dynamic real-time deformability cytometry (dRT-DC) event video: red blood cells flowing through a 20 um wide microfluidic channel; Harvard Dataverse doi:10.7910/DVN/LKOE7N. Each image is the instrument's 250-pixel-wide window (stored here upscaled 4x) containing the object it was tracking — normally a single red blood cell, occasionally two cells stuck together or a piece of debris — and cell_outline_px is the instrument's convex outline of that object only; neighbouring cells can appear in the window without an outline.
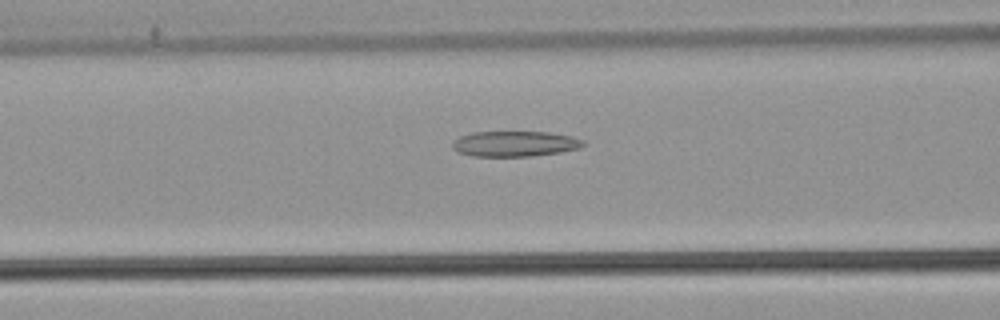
{"species": "common noctule bat (a hibernating species)", "species_latin": "Nyctalus noctula", "temperature_condition": "warm", "stored_images_in_passage": 53, "camera_frame_rate_fps": 3000, "um_per_image_px": 0.085, "animal": {"sex": "male", "body_mass_g": 21.5, "forearm_length_mm": 52.0}, "frame": {"image": 1, "passage_image": 22, "time_ms": 7.0, "image_size_px": [1000, 320], "cell_outline_px": [[584, 144], [580, 148], [560, 152], [532, 156], [472, 156], [456, 152], [452, 148], [452, 144], [460, 136], [472, 132], [548, 132], [572, 136], [584, 140]], "centroid_in_image_um": [43.76, 12.22], "position_along_channel_um": 122.8, "area_um2": 19.42}}
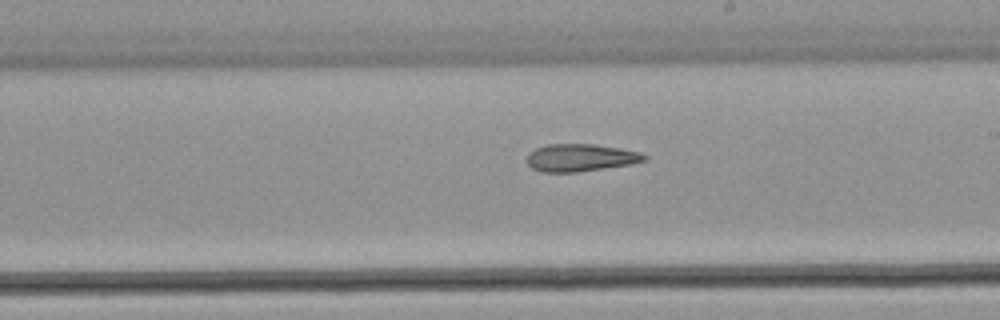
{"frame": {"image": 2, "passage_image": 31, "time_ms": 10.0, "image_size_px": [1000, 320], "cell_outline_px": [[648, 160], [628, 164], [576, 172], [540, 172], [532, 168], [528, 164], [528, 156], [536, 148], [548, 144], [592, 144], [620, 148], [640, 152], [648, 156]], "centroid_in_image_um": [49.36, 13.4], "position_along_channel_um": 239.6, "area_um2": 18.55}}
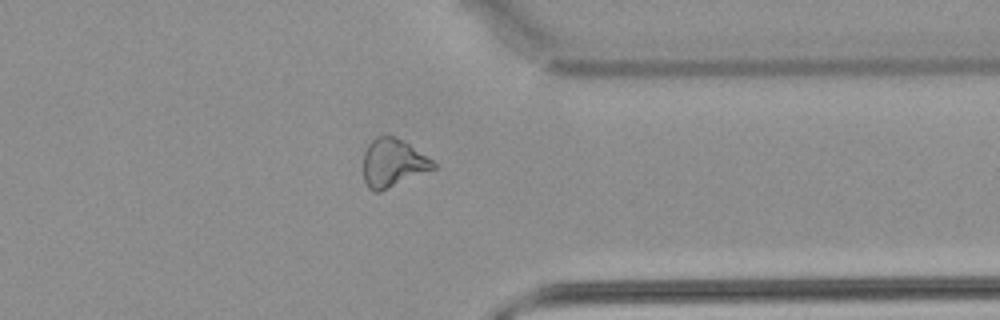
{"frame": {"image": 3, "passage_image": 42, "time_ms": 13.667, "image_size_px": [1000, 320], "cell_outline_px": [[436, 168], [380, 192], [372, 192], [368, 188], [364, 180], [364, 152], [368, 144], [376, 136], [396, 136], [404, 140], [432, 160], [436, 164]], "centroid_in_image_um": [33.39, 13.85], "position_along_channel_um": 378.0, "area_um2": 19.71}, "authors_computed_cell_mechanics": {"area_um2": 21.7906, "velocity_mm_per_s": 3.8978, "shape_relaxation_time_tau1_ms": null, "shape_relaxation_time_tau2_ms": 5.7221, "deformation_change_tau1": null, "deformation_change_tau2": 0.1652}}